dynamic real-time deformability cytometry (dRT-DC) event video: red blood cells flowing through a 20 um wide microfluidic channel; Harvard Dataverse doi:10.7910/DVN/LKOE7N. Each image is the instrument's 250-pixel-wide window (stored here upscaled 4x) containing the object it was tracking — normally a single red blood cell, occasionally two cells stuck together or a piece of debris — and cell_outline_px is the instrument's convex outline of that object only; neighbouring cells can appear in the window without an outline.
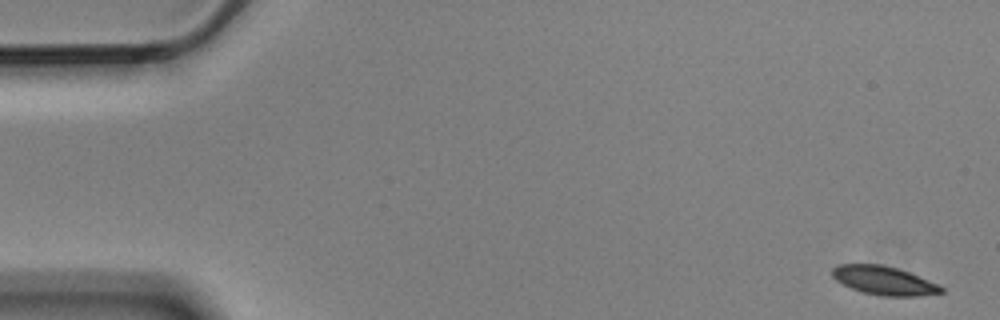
{"species": "Egyptian fruit bat (a non-hibernating species)", "species_latin": "Rousettus aegyptiacus", "temperature_condition": "cold", "stored_images_in_passage": 9, "camera_frame_rate_fps": 3000, "um_per_image_px": 0.085, "animal": {"sex": "male"}, "frame": {"image": 1, "passage_image": 1, "time_ms": 0.0, "image_size_px": [1000, 320], "cell_outline_px": [[944, 292], [916, 296], [884, 296], [864, 292], [852, 288], [836, 280], [832, 276], [832, 268], [836, 264], [880, 264], [896, 268], [908, 272], [940, 284], [944, 288]], "centroid_in_image_um": [75.15, 23.84], "position_along_channel_um": 9.9, "area_um2": 18.09}}
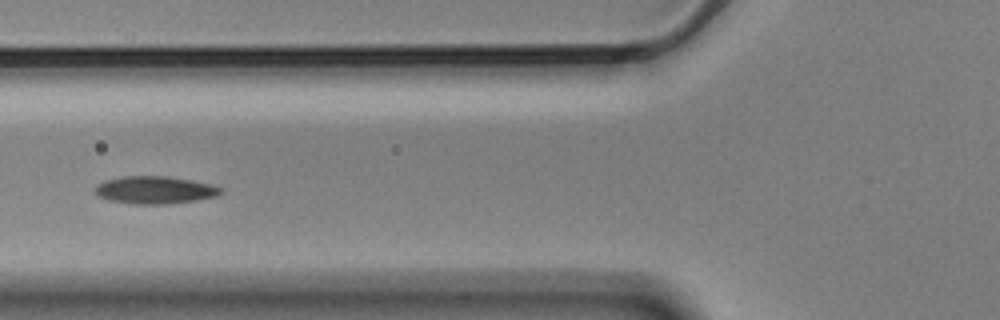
{"frame": {"image": 2, "passage_image": 6, "time_ms": 1.667, "image_size_px": [1000, 320], "cell_outline_px": [[224, 192], [216, 196], [196, 200], [168, 204], [132, 204], [108, 200], [96, 196], [96, 188], [100, 184], [108, 180], [124, 176], [168, 176], [192, 180], [212, 184], [224, 188]], "centroid_in_image_um": [13.23, 16.15], "position_along_channel_um": 112.6, "area_um2": 20.23}}
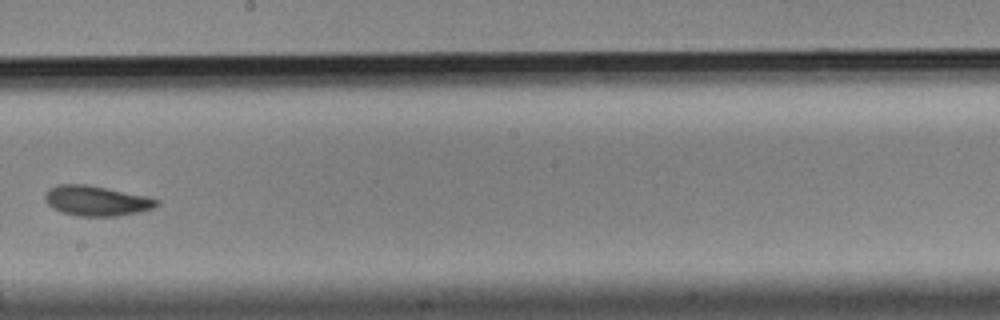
{"frame": {"image": 3, "passage_image": 9, "time_ms": 2.667, "image_size_px": [1000, 320], "cell_outline_px": [[160, 204], [152, 208], [140, 212], [120, 216], [76, 216], [60, 212], [52, 208], [44, 200], [44, 192], [48, 188], [60, 184], [84, 184], [144, 196], [160, 200]], "centroid_in_image_um": [8.14, 17.08], "position_along_channel_um": 240.1, "area_um2": 19.59}}